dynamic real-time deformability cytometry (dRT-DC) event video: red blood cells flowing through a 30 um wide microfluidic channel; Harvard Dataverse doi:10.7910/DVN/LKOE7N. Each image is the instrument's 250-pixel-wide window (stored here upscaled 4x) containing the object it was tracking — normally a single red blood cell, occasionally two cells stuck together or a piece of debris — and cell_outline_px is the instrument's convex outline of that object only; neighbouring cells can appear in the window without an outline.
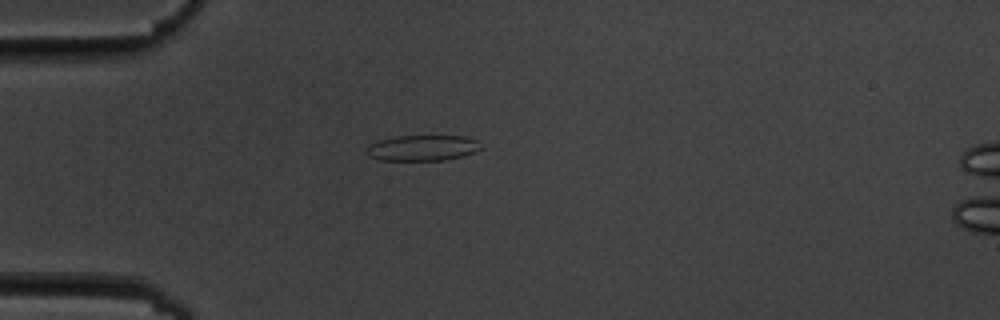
{"species": "common noctule bat (a hibernating species)", "species_latin": "Nyctalus noctula", "temperature_condition": "cold", "stored_images_in_passage": 1, "camera_frame_rate_fps": 3000, "um_per_image_px": 0.085, "animal": {"sex": "male", "body_mass_g": 19.5, "forearm_length_mm": 54.6}, "frame": {"image": 1, "passage_image": 1, "time_ms": 0.0, "image_size_px": [1000, 320], "cell_outline_px": [[484, 148], [476, 152], [464, 156], [444, 160], [380, 160], [368, 156], [364, 152], [364, 148], [368, 144], [380, 140], [396, 136], [464, 136], [476, 140]], "centroid_in_image_um": [35.89, 12.58], "position_along_channel_um": 49.1, "area_um2": 17.4}}